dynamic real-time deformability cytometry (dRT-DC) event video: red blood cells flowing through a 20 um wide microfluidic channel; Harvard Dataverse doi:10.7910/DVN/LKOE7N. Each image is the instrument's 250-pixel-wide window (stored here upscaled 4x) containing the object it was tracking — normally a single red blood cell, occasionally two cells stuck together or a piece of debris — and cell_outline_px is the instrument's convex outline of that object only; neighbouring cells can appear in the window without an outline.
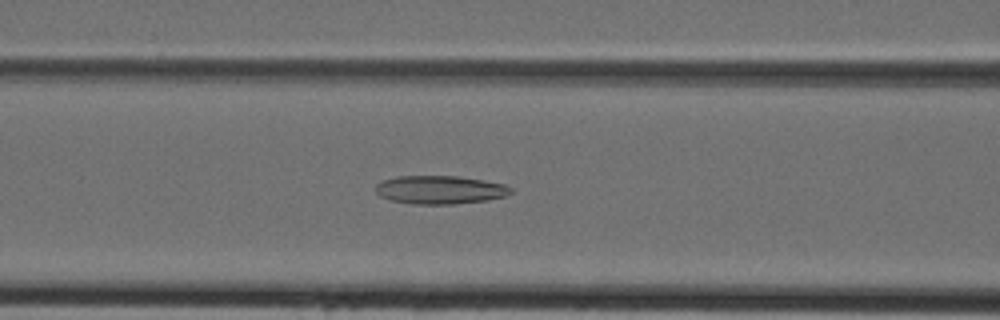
{"species": "Egyptian fruit bat (a non-hibernating species)", "species_latin": "Rousettus aegyptiacus", "temperature_condition": "cold", "stored_images_in_passage": 31, "camera_frame_rate_fps": 3000, "um_per_image_px": 0.085, "animal": {"sex": "female"}, "frame": {"image": 1, "passage_image": 5, "time_ms": 1.333, "image_size_px": [1000, 320], "cell_outline_px": [[512, 192], [504, 196], [488, 200], [452, 204], [412, 204], [392, 200], [380, 196], [376, 192], [376, 184], [384, 180], [396, 176], [460, 176], [484, 180], [504, 184], [512, 188]], "centroid_in_image_um": [37.4, 16.13], "position_along_channel_um": 129.2, "area_um2": 22.31}}
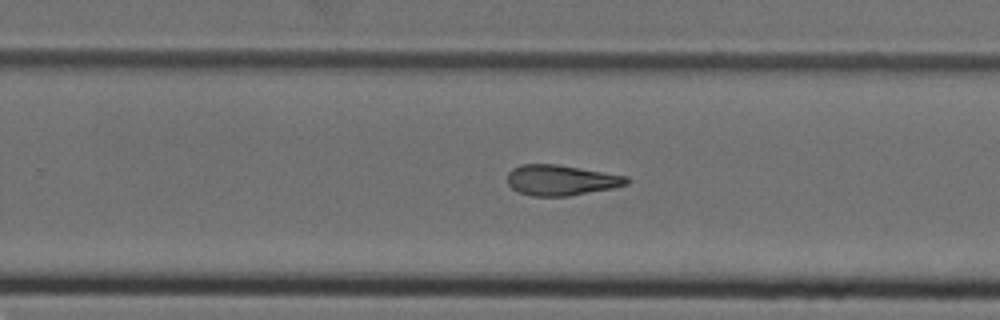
{"frame": {"image": 2, "passage_image": 15, "time_ms": 4.667, "image_size_px": [1000, 320], "cell_outline_px": [[632, 180], [628, 184], [612, 188], [568, 196], [532, 196], [520, 192], [512, 188], [508, 184], [508, 172], [512, 168], [520, 164], [556, 164], [628, 176]], "centroid_in_image_um": [47.7, 15.31], "position_along_channel_um": 282.1, "area_um2": 21.21}}
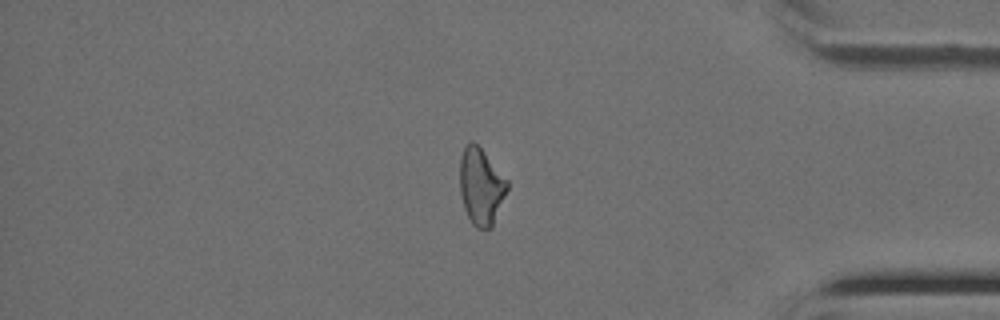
{"frame": {"image": 3, "passage_image": 24, "time_ms": 7.667, "image_size_px": [1000, 320], "cell_outline_px": [[508, 188], [492, 228], [476, 228], [472, 224], [464, 208], [460, 192], [460, 156], [464, 148], [472, 140], [484, 152], [508, 180]], "centroid_in_image_um": [40.89, 15.86], "position_along_channel_um": 394.3, "area_um2": 21.04}}